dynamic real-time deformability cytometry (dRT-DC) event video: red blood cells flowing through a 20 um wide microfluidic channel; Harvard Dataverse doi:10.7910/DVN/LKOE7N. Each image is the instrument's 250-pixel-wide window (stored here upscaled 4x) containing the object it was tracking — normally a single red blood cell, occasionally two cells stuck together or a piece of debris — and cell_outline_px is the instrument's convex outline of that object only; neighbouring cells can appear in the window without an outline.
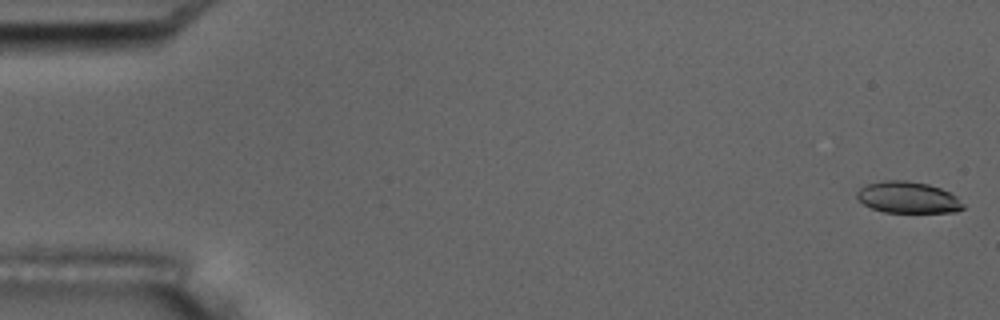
{"species": "common noctule bat (a hibernating species)", "species_latin": "Nyctalus noctula", "temperature_condition": "room temperature", "stored_images_in_passage": 54, "camera_frame_rate_fps": 3000, "um_per_image_px": 0.085, "animal": {"sex": "male", "body_mass_g": 17.5, "forearm_length_mm": 52.3}, "frame": {"image": 1, "passage_image": 1, "time_ms": 0.0, "image_size_px": [1000, 320], "cell_outline_px": [[964, 208], [956, 212], [884, 212], [872, 208], [864, 204], [856, 196], [856, 192], [860, 188], [868, 184], [884, 180], [908, 180], [928, 184], [940, 188], [956, 196], [964, 204]], "centroid_in_image_um": [77.18, 16.78], "position_along_channel_um": 7.8, "area_um2": 19.42}}
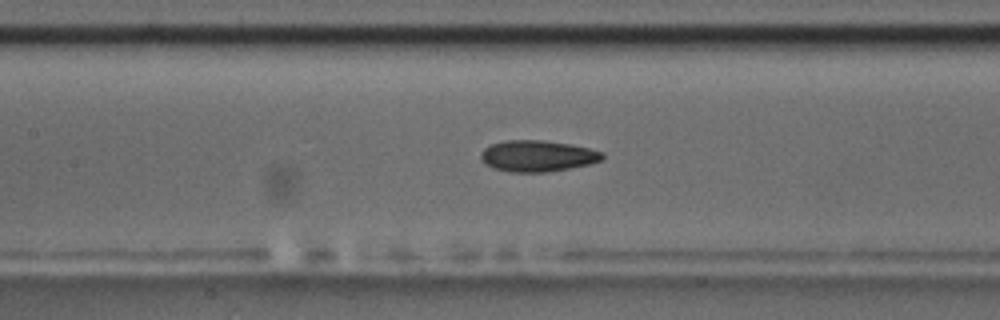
{"frame": {"image": 2, "passage_image": 25, "time_ms": 8.0, "image_size_px": [1000, 320], "cell_outline_px": [[604, 160], [588, 164], [568, 168], [544, 172], [512, 172], [492, 168], [484, 164], [480, 160], [480, 152], [484, 148], [492, 144], [504, 140], [544, 140], [572, 144], [604, 152]], "centroid_in_image_um": [45.66, 13.25], "position_along_channel_um": 161.7, "area_um2": 22.31}}
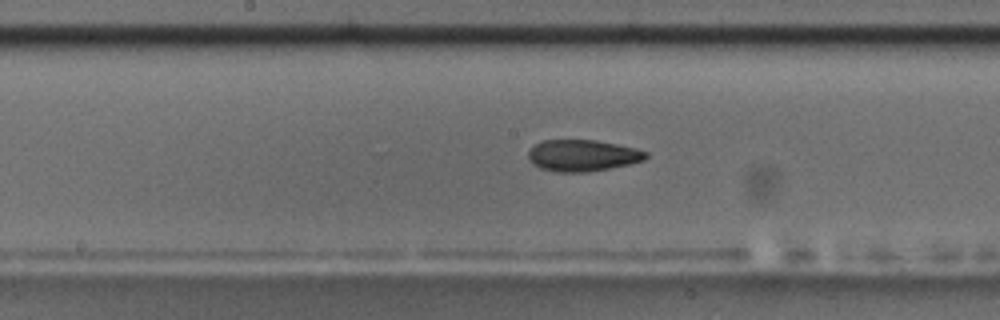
{"frame": {"image": 3, "passage_image": 28, "time_ms": 9.0, "image_size_px": [1000, 320], "cell_outline_px": [[648, 156], [644, 160], [628, 164], [588, 172], [556, 172], [540, 168], [532, 164], [528, 156], [528, 152], [536, 144], [544, 140], [596, 140], [636, 148], [648, 152]], "centroid_in_image_um": [49.52, 13.22], "position_along_channel_um": 198.7, "area_um2": 21.5}, "authors_computed_cell_mechanics": {"area_um2": 21.5594, "velocity_mm_per_s": 3.7332, "shape_relaxation_time_tau1_ms": 9.8049, "shape_relaxation_time_tau2_ms": 2.9505, "deformation_change_tau1": 0.2231, "deformation_change_tau2": 0.0831}}